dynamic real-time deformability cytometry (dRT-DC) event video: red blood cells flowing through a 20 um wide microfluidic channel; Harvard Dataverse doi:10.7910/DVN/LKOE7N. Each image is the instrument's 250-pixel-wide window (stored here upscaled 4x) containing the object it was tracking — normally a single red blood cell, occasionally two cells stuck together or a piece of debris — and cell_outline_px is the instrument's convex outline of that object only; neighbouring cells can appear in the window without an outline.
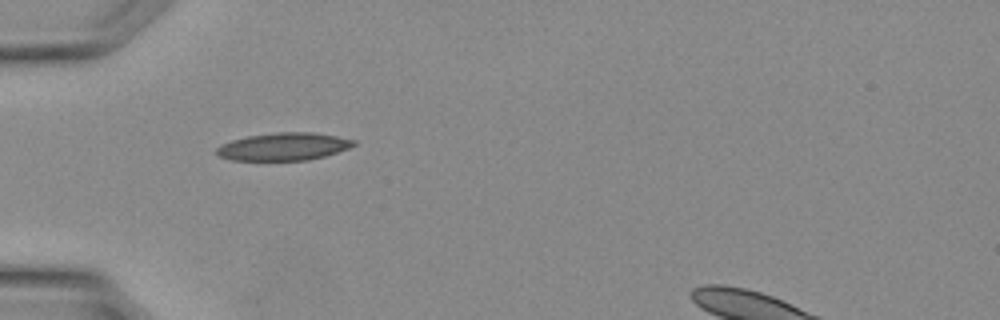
{"species": "Egyptian fruit bat (a non-hibernating species)", "species_latin": "Rousettus aegyptiacus", "temperature_condition": "warm", "stored_images_in_passage": 21, "camera_frame_rate_fps": 3000, "um_per_image_px": 0.085, "animal": {"sex": "female"}, "frame": {"image": 1, "passage_image": 1, "time_ms": 0.0, "image_size_px": [1000, 320], "cell_outline_px": [[356, 144], [348, 148], [324, 156], [308, 160], [232, 160], [220, 156], [216, 152], [216, 148], [220, 144], [232, 140], [248, 136], [276, 132], [312, 132], [336, 136], [356, 140]], "centroid_in_image_um": [24.1, 12.45], "position_along_channel_um": 60.9, "area_um2": 21.96}}
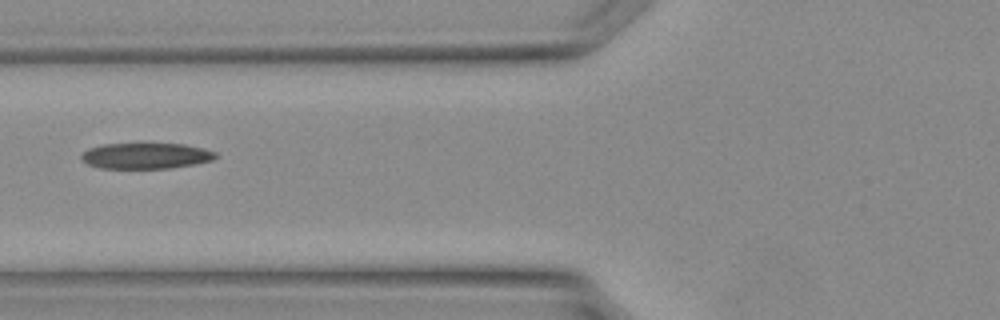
{"frame": {"image": 2, "passage_image": 4, "time_ms": 1.0, "image_size_px": [1000, 320], "cell_outline_px": [[220, 156], [212, 160], [196, 164], [172, 168], [100, 168], [88, 164], [80, 156], [88, 148], [104, 144], [140, 140], [184, 144], [204, 148], [216, 152]], "centroid_in_image_um": [12.44, 13.18], "position_along_channel_um": 113.4, "area_um2": 21.39}}